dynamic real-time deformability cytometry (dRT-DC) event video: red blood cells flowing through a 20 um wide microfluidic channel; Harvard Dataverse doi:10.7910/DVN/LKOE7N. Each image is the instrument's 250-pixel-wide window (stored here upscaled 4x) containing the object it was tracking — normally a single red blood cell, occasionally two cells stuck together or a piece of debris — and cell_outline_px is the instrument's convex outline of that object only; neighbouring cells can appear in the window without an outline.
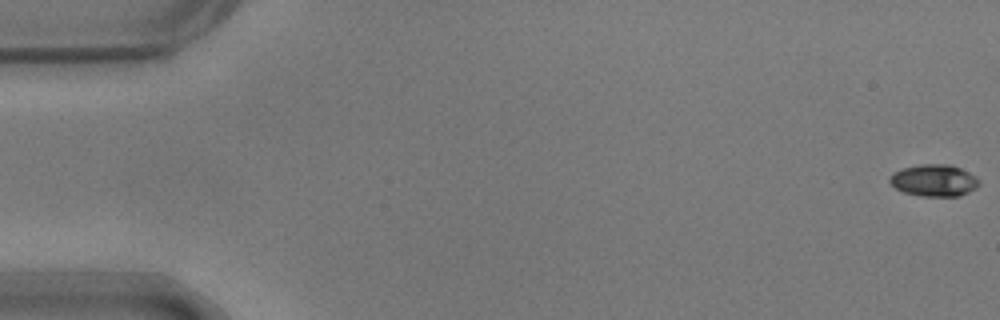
{"species": "common noctule bat (a hibernating species)", "species_latin": "Nyctalus noctula", "temperature_condition": "warm", "stored_images_in_passage": 55, "camera_frame_rate_fps": 3000, "um_per_image_px": 0.085, "animal": {"sex": "male", "body_mass_g": 17.9}, "frame": {"image": 1, "passage_image": 1, "time_ms": 0.0, "image_size_px": [1000, 320], "cell_outline_px": [[980, 184], [976, 188], [960, 196], [920, 196], [904, 192], [896, 188], [888, 180], [892, 172], [900, 168], [920, 164], [952, 164], [976, 176], [980, 180]], "centroid_in_image_um": [79.39, 15.32], "position_along_channel_um": 5.6, "area_um2": 16.82}}
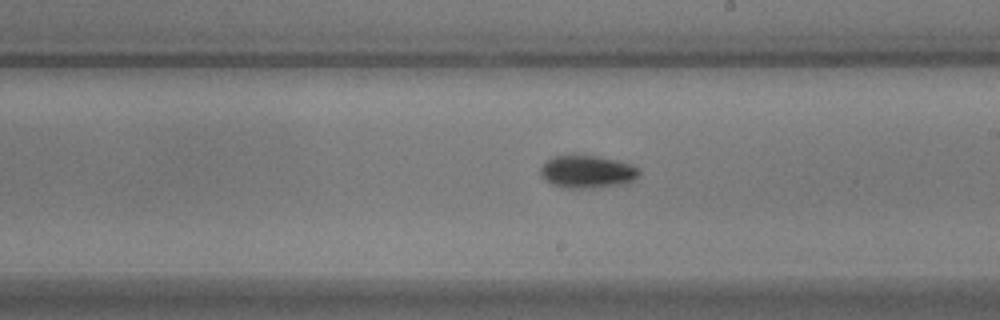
{"frame": {"image": 2, "passage_image": 32, "time_ms": 10.333, "image_size_px": [1000, 320], "cell_outline_px": [[640, 172], [628, 184], [592, 188], [568, 188], [552, 184], [544, 180], [540, 176], [540, 168], [552, 156], [572, 152], [576, 152], [620, 160], [640, 168]], "centroid_in_image_um": [49.89, 14.55], "position_along_channel_um": 239.1, "area_um2": 19.59}}
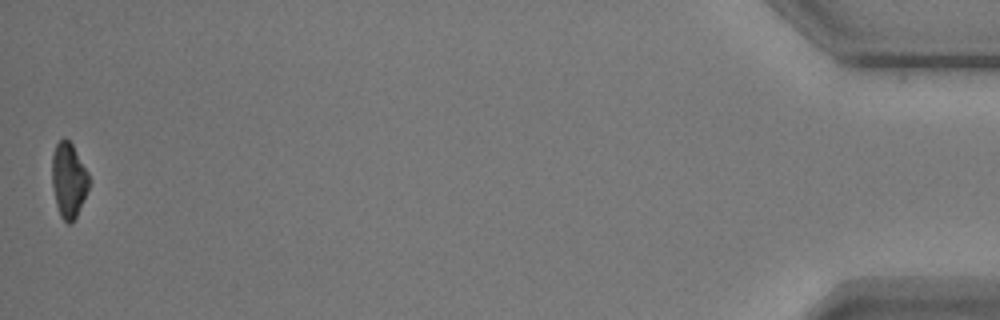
{"frame": {"image": 3, "passage_image": 55, "time_ms": 18.0, "image_size_px": [1000, 320], "cell_outline_px": [[92, 180], [76, 216], [68, 224], [60, 216], [56, 204], [52, 188], [52, 156], [56, 144], [64, 136], [72, 144], [88, 172]], "centroid_in_image_um": [5.84, 15.28], "position_along_channel_um": 429.4, "area_um2": 16.18}, "authors_computed_cell_mechanics": {"area_um2": 17.1666, "velocity_mm_per_s": 3.7088, "shape_relaxation_time_tau1_ms": 2.3724, "shape_relaxation_time_tau2_ms": null, "deformation_change_tau1": 0.1336, "deformation_change_tau2": null}}